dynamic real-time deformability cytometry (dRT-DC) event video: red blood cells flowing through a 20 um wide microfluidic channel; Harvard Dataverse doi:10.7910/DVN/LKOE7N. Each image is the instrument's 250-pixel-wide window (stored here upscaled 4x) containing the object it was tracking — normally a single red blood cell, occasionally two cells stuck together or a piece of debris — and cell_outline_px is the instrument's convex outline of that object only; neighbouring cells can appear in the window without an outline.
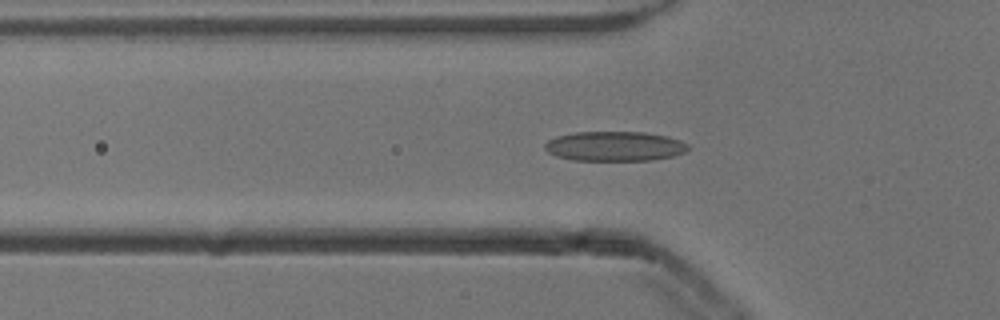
{"species": "common noctule bat (a hibernating species)", "species_latin": "Nyctalus noctula", "temperature_condition": "cold", "stored_images_in_passage": 43, "camera_frame_rate_fps": 3000, "um_per_image_px": 0.085, "animal": {"sex": "male", "body_mass_g": 13.3}, "frame": {"image": 1, "passage_image": 7, "time_ms": 2.0, "image_size_px": [1000, 320], "cell_outline_px": [[688, 148], [684, 152], [672, 156], [652, 160], [572, 160], [556, 156], [548, 152], [544, 148], [544, 144], [548, 140], [556, 136], [576, 132], [644, 132], [668, 136], [680, 140], [688, 144]], "centroid_in_image_um": [52.23, 12.42], "position_along_channel_um": 73.6, "area_um2": 24.8}}
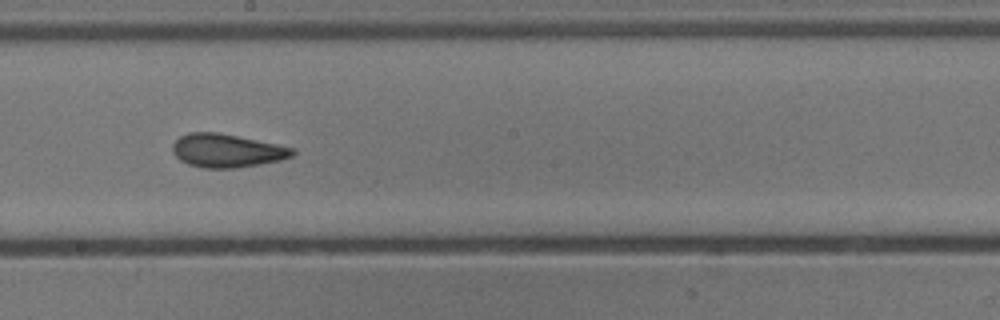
{"frame": {"image": 2, "passage_image": 19, "time_ms": 6.0, "image_size_px": [1000, 320], "cell_outline_px": [[296, 152], [292, 156], [280, 160], [260, 164], [236, 168], [204, 168], [188, 164], [180, 160], [172, 152], [172, 144], [180, 136], [188, 132], [216, 132], [296, 148]], "centroid_in_image_um": [19.27, 12.81], "position_along_channel_um": 228.9, "area_um2": 23.29}}
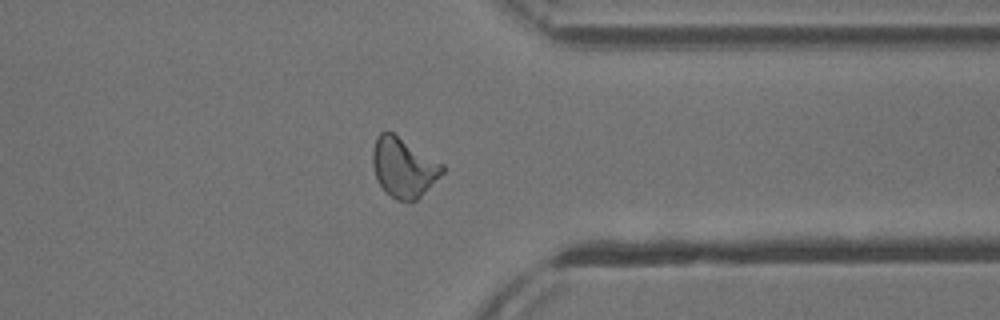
{"frame": {"image": 3, "passage_image": 31, "time_ms": 10.0, "image_size_px": [1000, 320], "cell_outline_px": [[444, 172], [416, 200], [396, 200], [380, 184], [376, 176], [372, 164], [372, 148], [376, 136], [380, 132], [392, 132], [444, 164]], "centroid_in_image_um": [34.29, 14.2], "position_along_channel_um": 377.1, "area_um2": 23.81}, "authors_computed_cell_mechanics": {"area_um2": 23.2934, "velocity_mm_per_s": 3.8605, "shape_relaxation_time_tau1_ms": 7.1099, "shape_relaxation_time_tau2_ms": 1.9051, "deformation_change_tau1": 0.1797, "deformation_change_tau2": 0.0997}}